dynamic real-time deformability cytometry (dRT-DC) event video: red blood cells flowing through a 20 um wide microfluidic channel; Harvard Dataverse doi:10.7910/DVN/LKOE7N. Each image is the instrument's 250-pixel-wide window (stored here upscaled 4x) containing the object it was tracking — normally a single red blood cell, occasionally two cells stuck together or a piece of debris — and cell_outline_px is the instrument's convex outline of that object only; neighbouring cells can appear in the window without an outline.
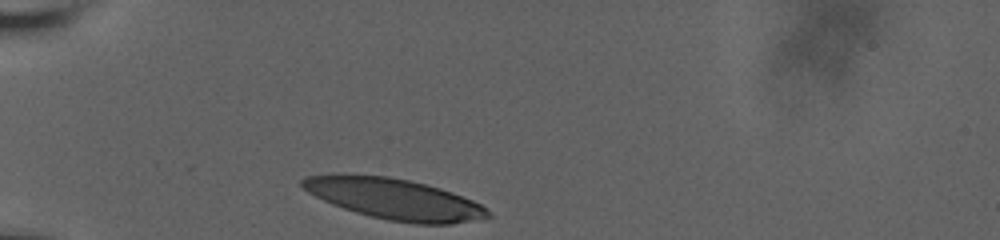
{"species": "human", "species_latin": "Homo sapiens", "temperature_condition": "room temperature", "stored_images_in_passage": 5, "camera_frame_rate_fps": 3000, "um_per_image_px": 0.085, "donor": {"sex": "male"}, "frame": {"image": 1, "passage_image": 1, "time_ms": 0.0, "image_size_px": [1000, 240], "cell_outline_px": [[492, 216], [452, 224], [416, 224], [388, 220], [356, 212], [332, 204], [308, 192], [300, 184], [300, 180], [308, 176], [332, 172], [388, 176], [408, 180], [440, 188], [452, 192], [472, 200], [480, 204]], "centroid_in_image_um": [33.45, 16.88], "position_along_channel_um": 51.6, "area_um2": 44.16}}
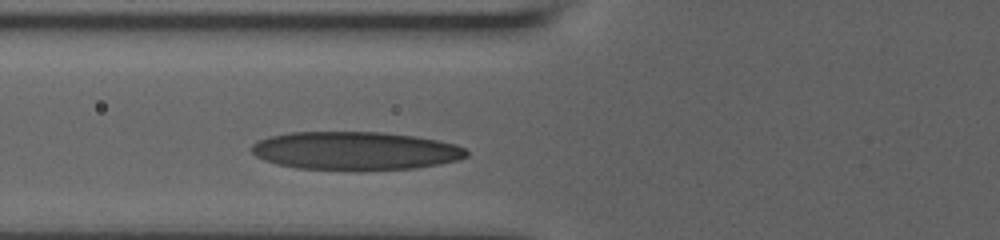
{"frame": {"image": 2, "passage_image": 5, "time_ms": 2.0, "image_size_px": [1000, 240], "cell_outline_px": [[468, 156], [456, 160], [440, 164], [416, 168], [360, 172], [352, 172], [296, 168], [276, 164], [264, 160], [256, 156], [252, 152], [252, 144], [256, 140], [268, 136], [288, 132], [384, 132], [416, 136], [456, 144], [464, 148], [468, 152]], "centroid_in_image_um": [30.17, 12.84], "position_along_channel_um": 95.6, "area_um2": 49.13}}